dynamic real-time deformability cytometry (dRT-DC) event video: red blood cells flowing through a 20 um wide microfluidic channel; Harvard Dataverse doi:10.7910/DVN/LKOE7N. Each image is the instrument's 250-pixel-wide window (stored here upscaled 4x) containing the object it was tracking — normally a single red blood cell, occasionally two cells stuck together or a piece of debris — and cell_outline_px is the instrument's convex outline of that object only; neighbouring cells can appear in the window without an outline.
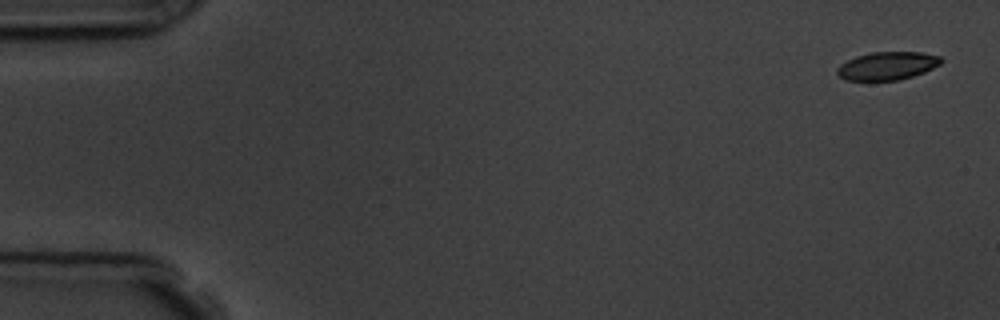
{"species": "common noctule bat (a hibernating species)", "species_latin": "Nyctalus noctula", "temperature_condition": "room temperature", "stored_images_in_passage": 6, "camera_frame_rate_fps": 3000, "um_per_image_px": 0.085, "animal": {"sex": "male", "body_mass_g": 19.5, "forearm_length_mm": 54.6}, "frame": {"image": 1, "passage_image": 1, "time_ms": 0.0, "image_size_px": [1000, 320], "cell_outline_px": [[944, 60], [940, 64], [924, 72], [900, 80], [844, 80], [836, 72], [836, 68], [840, 64], [856, 56], [872, 52], [920, 52], [940, 56]], "centroid_in_image_um": [75.42, 5.59], "position_along_channel_um": 9.6, "area_um2": 16.99}}
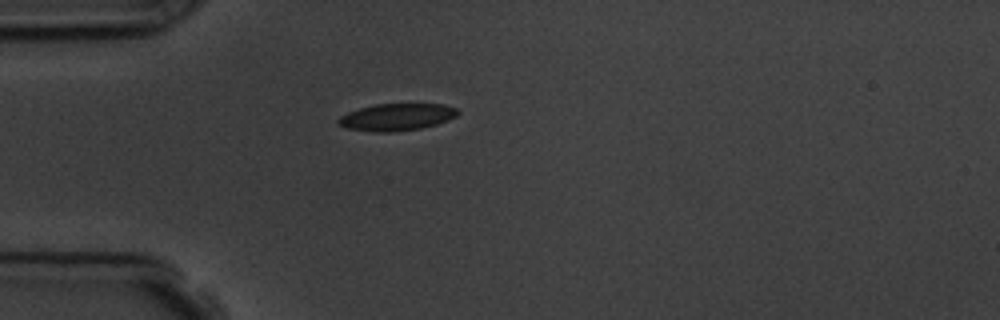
{"frame": {"image": 2, "passage_image": 5, "time_ms": 4.667, "image_size_px": [1000, 320], "cell_outline_px": [[460, 112], [456, 116], [448, 120], [436, 124], [420, 128], [392, 132], [376, 132], [348, 128], [340, 124], [336, 120], [340, 116], [348, 112], [360, 108], [376, 104], [444, 104], [456, 108]], "centroid_in_image_um": [33.74, 9.94], "position_along_channel_um": 51.3, "area_um2": 18.67}}